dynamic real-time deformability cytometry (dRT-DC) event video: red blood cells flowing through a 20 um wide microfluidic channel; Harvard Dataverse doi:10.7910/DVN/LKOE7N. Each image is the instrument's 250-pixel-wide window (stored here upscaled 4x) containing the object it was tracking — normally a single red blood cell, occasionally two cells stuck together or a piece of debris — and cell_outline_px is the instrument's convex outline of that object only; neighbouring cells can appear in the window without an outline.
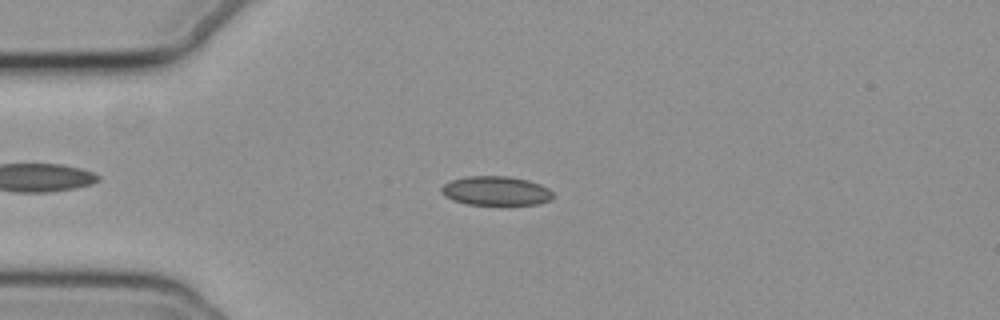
{"species": "common noctule bat (a hibernating species)", "species_latin": "Nyctalus noctula", "temperature_condition": "cold", "stored_images_in_passage": 52, "camera_frame_rate_fps": 3000, "um_per_image_px": 0.085, "animal": {"sex": "female", "body_mass_g": 19.3, "forearm_length_mm": 54.1}, "frame": {"image": 1, "passage_image": 10, "time_ms": 3.0, "image_size_px": [1000, 320], "cell_outline_px": [[552, 200], [540, 204], [504, 208], [468, 204], [452, 200], [444, 196], [440, 192], [440, 188], [444, 184], [452, 180], [468, 176], [508, 176], [528, 180], [540, 184], [548, 188], [552, 192]], "centroid_in_image_um": [42.18, 16.28], "position_along_channel_um": 42.8, "area_um2": 20.0}}
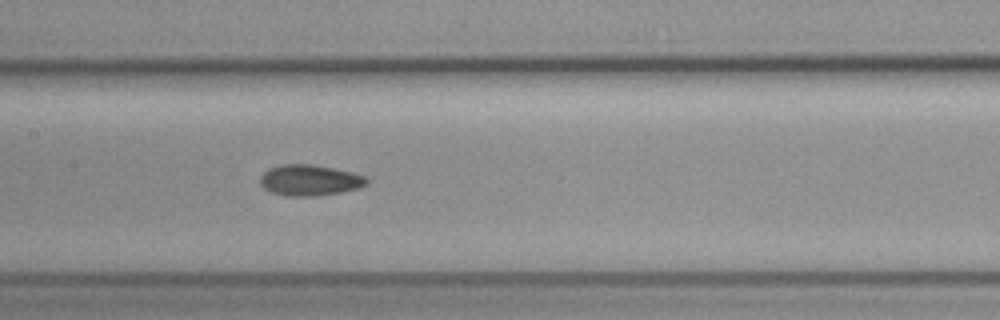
{"frame": {"image": 2, "passage_image": 23, "time_ms": 7.333, "image_size_px": [1000, 320], "cell_outline_px": [[368, 184], [356, 188], [340, 192], [320, 196], [288, 196], [272, 192], [264, 188], [260, 184], [260, 176], [268, 168], [280, 164], [312, 164], [352, 172], [364, 176], [368, 180]], "centroid_in_image_um": [26.29, 15.31], "position_along_channel_um": 181.1, "area_um2": 19.19}}
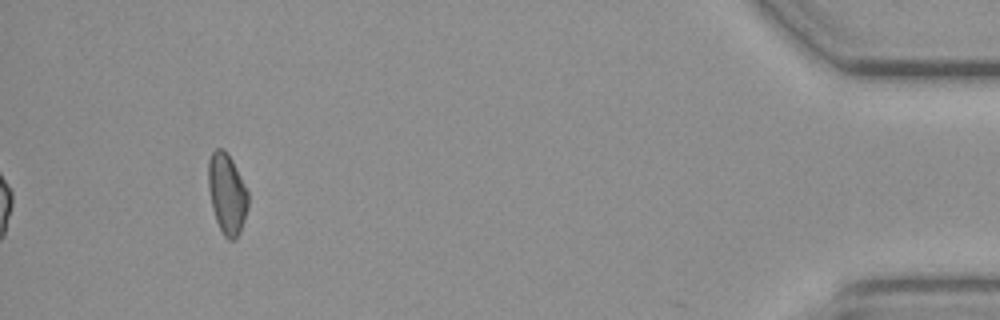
{"frame": {"image": 3, "passage_image": 48, "time_ms": 15.667, "image_size_px": [1000, 320], "cell_outline_px": [[248, 208], [240, 232], [236, 240], [228, 240], [224, 236], [216, 220], [212, 208], [208, 188], [208, 160], [212, 152], [216, 148], [224, 148], [228, 152], [248, 192]], "centroid_in_image_um": [19.29, 16.46], "position_along_channel_um": 415.9, "area_um2": 18.79}, "authors_computed_cell_mechanics": {"area_um2": 18.785, "velocity_mm_per_s": 3.7203, "shape_relaxation_time_tau1_ms": null, "shape_relaxation_time_tau2_ms": 5.4857, "deformation_change_tau1": null, "deformation_change_tau2": 0.0985}}